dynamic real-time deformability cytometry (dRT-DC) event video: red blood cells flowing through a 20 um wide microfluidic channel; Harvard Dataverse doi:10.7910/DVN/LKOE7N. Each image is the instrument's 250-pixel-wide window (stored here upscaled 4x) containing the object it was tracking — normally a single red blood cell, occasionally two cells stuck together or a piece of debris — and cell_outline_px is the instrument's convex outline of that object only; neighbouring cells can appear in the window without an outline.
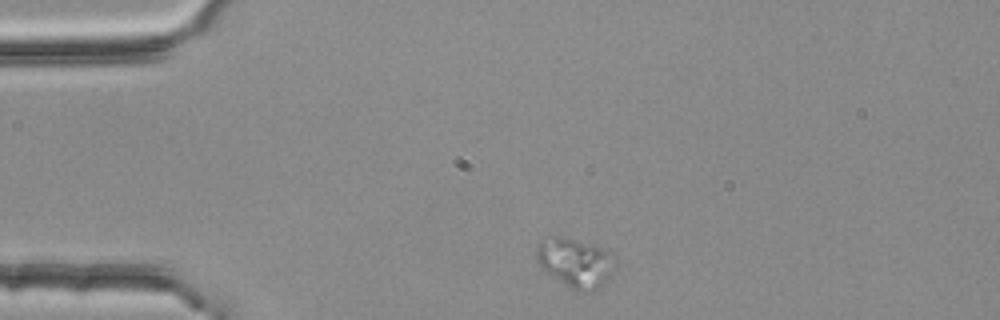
{"species": "common noctule bat (a hibernating species)", "species_latin": "Nyctalus noctula", "temperature_condition": "room temperature", "stored_images_in_passage": 2, "camera_frame_rate_fps": 3000, "um_per_image_px": 0.085, "animal": {"sex": "female", "body_mass_g": 25.1}, "frame": {"image": 1, "passage_image": 1, "time_ms": 0.0, "image_size_px": [1000, 320], "cell_outline_px": [[612, 276], [596, 292], [576, 292], [548, 272], [536, 260], [536, 248], [540, 240], [552, 236], [556, 236], [572, 240], [600, 248], [612, 252]], "centroid_in_image_um": [48.9, 22.37], "position_along_channel_um": 36.1, "area_um2": 22.08}}